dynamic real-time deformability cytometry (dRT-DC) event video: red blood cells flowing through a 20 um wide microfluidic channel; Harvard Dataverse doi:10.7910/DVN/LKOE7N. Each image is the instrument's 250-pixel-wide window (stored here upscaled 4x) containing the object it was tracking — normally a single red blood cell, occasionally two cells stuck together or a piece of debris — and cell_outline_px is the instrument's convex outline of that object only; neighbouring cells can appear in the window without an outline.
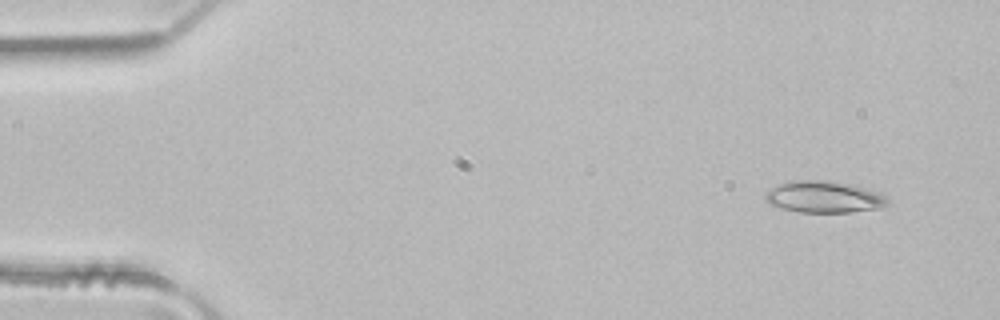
{"species": "common noctule bat (a hibernating species)", "species_latin": "Nyctalus noctula", "temperature_condition": "room temperature", "stored_images_in_passage": 4, "camera_frame_rate_fps": 3000, "um_per_image_px": 0.085, "animal": {"sex": "male", "body_mass_g": 21.5, "forearm_length_mm": 52.0}, "frame": {"image": 1, "passage_image": 1, "time_ms": 0.0, "image_size_px": [1000, 320], "cell_outline_px": [[888, 204], [880, 208], [848, 212], [800, 212], [780, 208], [768, 204], [764, 200], [764, 192], [780, 184], [796, 180], [820, 180], [848, 184], [864, 188], [876, 192], [884, 196], [888, 200]], "centroid_in_image_um": [69.97, 16.75], "position_along_channel_um": 15.0, "area_um2": 22.31}}
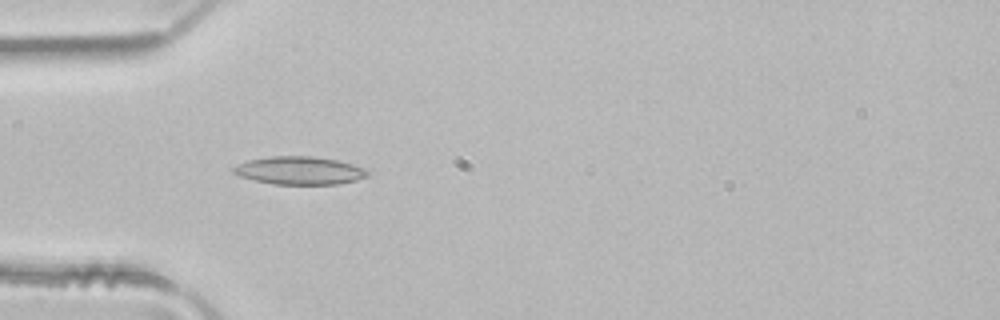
{"frame": {"image": 2, "passage_image": 4, "time_ms": 1.0, "image_size_px": [1000, 320], "cell_outline_px": [[372, 172], [368, 176], [356, 180], [340, 184], [272, 184], [240, 176], [232, 172], [232, 168], [248, 160], [272, 156], [312, 156], [336, 160], [352, 164], [364, 168]], "centroid_in_image_um": [25.5, 14.5], "position_along_channel_um": 59.5, "area_um2": 21.79}}